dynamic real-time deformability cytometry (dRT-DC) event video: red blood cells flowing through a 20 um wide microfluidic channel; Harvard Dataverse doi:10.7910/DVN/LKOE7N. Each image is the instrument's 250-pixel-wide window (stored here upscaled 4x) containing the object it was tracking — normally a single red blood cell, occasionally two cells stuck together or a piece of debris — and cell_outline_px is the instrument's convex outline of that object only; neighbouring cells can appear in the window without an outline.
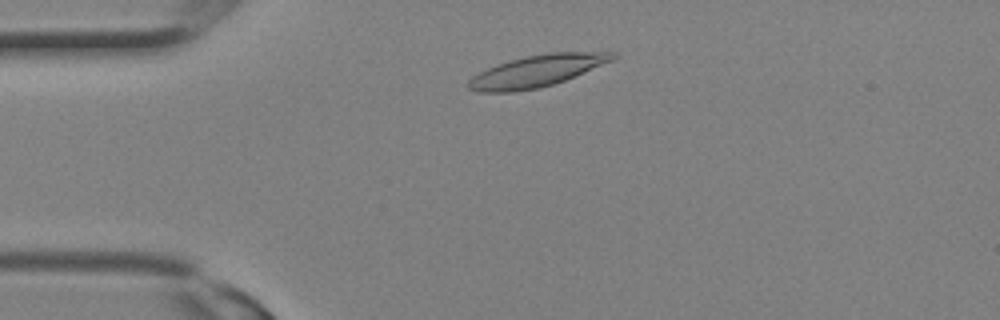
{"species": "Egyptian fruit bat (a non-hibernating species)", "species_latin": "Rousettus aegyptiacus", "temperature_condition": "room temperature", "stored_images_in_passage": 7, "camera_frame_rate_fps": 3000, "um_per_image_px": 0.085, "animal": {"sex": "female"}, "frame": {"image": 1, "passage_image": 3, "time_ms": 0.667, "image_size_px": [1000, 320], "cell_outline_px": [[620, 56], [612, 60], [564, 80], [540, 88], [512, 92], [476, 92], [468, 88], [468, 80], [472, 76], [496, 64], [524, 56], [548, 52], [616, 52]], "centroid_in_image_um": [45.6, 6.03], "position_along_channel_um": 39.4, "area_um2": 26.53}}
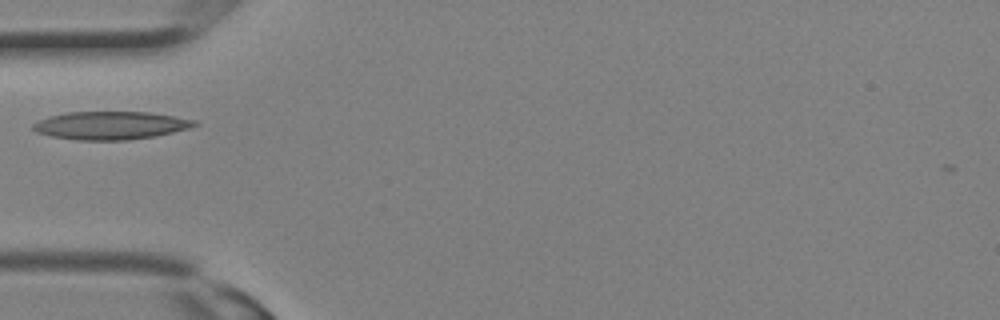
{"frame": {"image": 2, "passage_image": 6, "time_ms": 1.667, "image_size_px": [1000, 320], "cell_outline_px": [[200, 124], [188, 128], [156, 136], [128, 140], [80, 140], [52, 136], [36, 132], [32, 128], [32, 124], [48, 116], [64, 112], [148, 112], [196, 120]], "centroid_in_image_um": [9.39, 10.66], "position_along_channel_um": 75.6, "area_um2": 26.3}}